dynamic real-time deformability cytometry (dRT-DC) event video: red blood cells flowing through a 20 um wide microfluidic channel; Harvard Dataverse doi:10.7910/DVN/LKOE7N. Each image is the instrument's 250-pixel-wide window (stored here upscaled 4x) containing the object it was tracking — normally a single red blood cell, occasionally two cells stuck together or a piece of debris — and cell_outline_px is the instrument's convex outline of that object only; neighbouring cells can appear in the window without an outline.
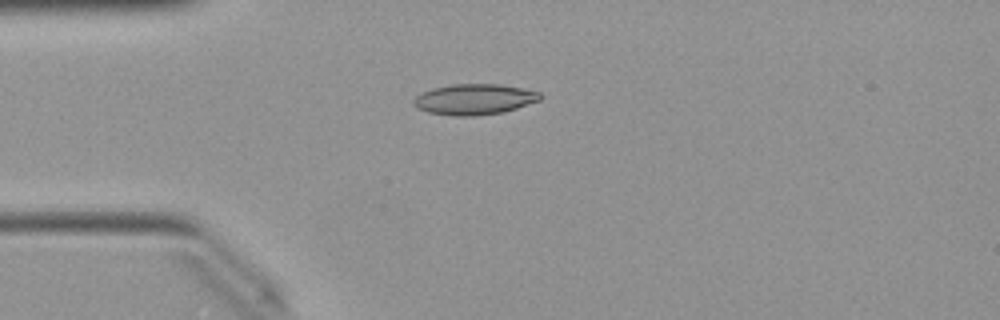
{"species": "Egyptian fruit bat (a non-hibernating species)", "species_latin": "Rousettus aegyptiacus", "temperature_condition": "warm", "stored_images_in_passage": 39, "camera_frame_rate_fps": 3000, "um_per_image_px": 0.085, "animal": {"sex": "female"}, "frame": {"image": 1, "passage_image": 2, "time_ms": 0.333, "image_size_px": [1000, 320], "cell_outline_px": [[544, 96], [540, 100], [504, 112], [476, 116], [452, 116], [428, 112], [416, 108], [412, 104], [412, 100], [420, 92], [432, 88], [452, 84], [500, 84], [524, 88], [540, 92]], "centroid_in_image_um": [40.3, 8.44], "position_along_channel_um": 44.7, "area_um2": 23.0}}
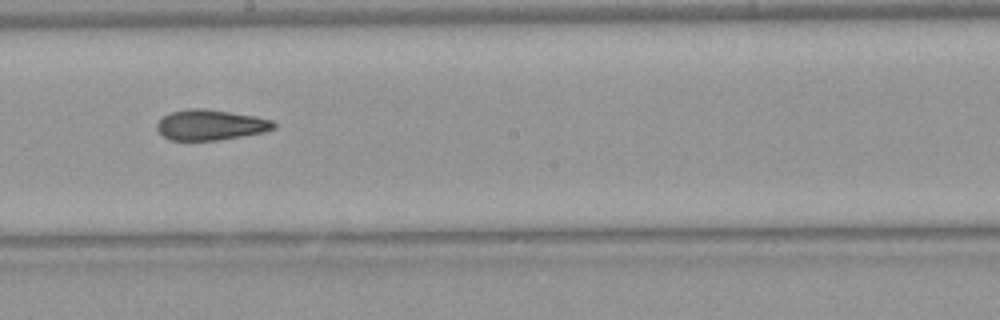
{"frame": {"image": 2, "passage_image": 17, "time_ms": 5.333, "image_size_px": [1000, 320], "cell_outline_px": [[276, 128], [264, 132], [216, 140], [168, 140], [156, 128], [156, 124], [168, 112], [188, 108], [204, 108], [256, 116], [272, 120], [276, 124]], "centroid_in_image_um": [17.88, 10.6], "position_along_channel_um": 230.3, "area_um2": 20.75}}
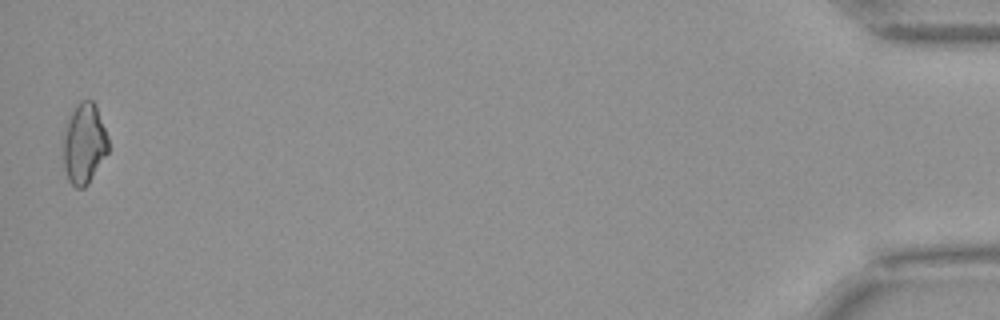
{"frame": {"image": 3, "passage_image": 39, "time_ms": 12.667, "image_size_px": [1000, 320], "cell_outline_px": [[108, 152], [88, 184], [84, 188], [76, 188], [68, 180], [64, 168], [60, 140], [64, 124], [68, 116], [76, 104], [80, 100], [92, 100], [96, 104], [108, 136]], "centroid_in_image_um": [7.09, 12.17], "position_along_channel_um": 428.1, "area_um2": 22.02}, "authors_computed_cell_mechanics": {"area_um2": 20.9236, "velocity_mm_per_s": 4.0349, "shape_relaxation_time_tau1_ms": 9.4261, "shape_relaxation_time_tau2_ms": 3.9245, "deformation_change_tau1": 0.2094, "deformation_change_tau2": 0.1028}}